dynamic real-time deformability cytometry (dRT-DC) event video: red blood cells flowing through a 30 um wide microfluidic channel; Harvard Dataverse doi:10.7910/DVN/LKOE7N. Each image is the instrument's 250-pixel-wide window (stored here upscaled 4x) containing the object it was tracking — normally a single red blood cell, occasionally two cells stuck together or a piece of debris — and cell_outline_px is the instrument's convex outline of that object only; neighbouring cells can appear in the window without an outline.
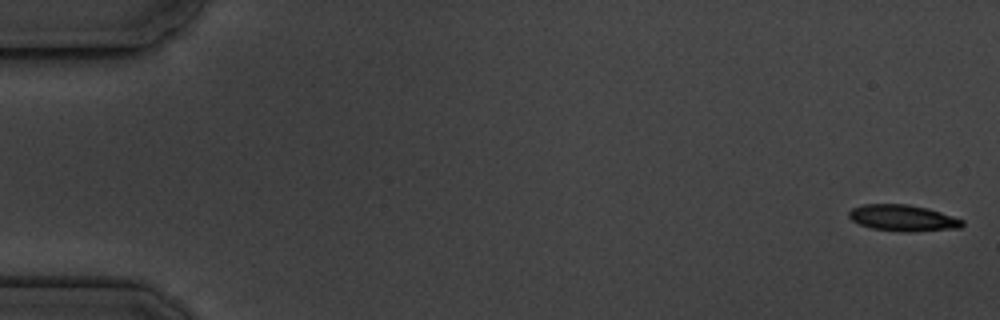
{"species": "common noctule bat (a hibernating species)", "species_latin": "Nyctalus noctula", "temperature_condition": "cold", "stored_images_in_passage": 18, "segment_of_instrument_passage": [1, 2], "camera_frame_rate_fps": 3000, "um_per_image_px": 0.085, "animal": {"sex": "male", "body_mass_g": 19.5, "forearm_length_mm": 54.6}, "frame": {"image": 1, "passage_image": 1, "time_ms": 0.0, "image_size_px": [1000, 320], "cell_outline_px": [[964, 224], [960, 228], [912, 232], [908, 232], [872, 228], [860, 224], [852, 220], [848, 216], [848, 212], [852, 208], [864, 204], [908, 204], [928, 208], [964, 220]], "centroid_in_image_um": [76.76, 18.52], "position_along_channel_um": 8.2, "area_um2": 17.34}}
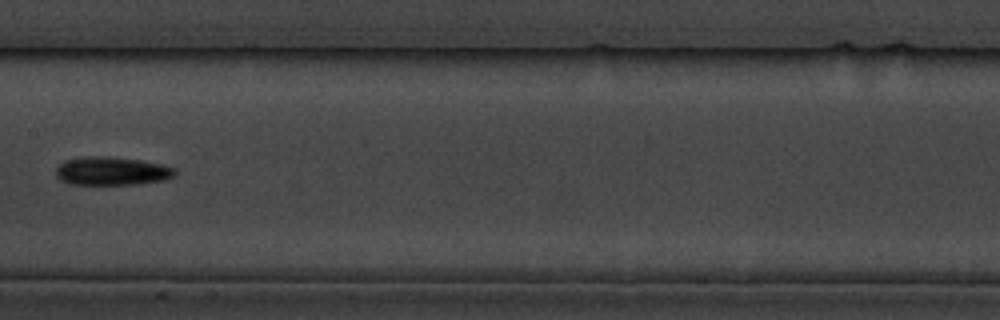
{"frame": {"image": 2, "passage_image": 9, "time_ms": 9.333, "image_size_px": [1000, 320], "cell_outline_px": [[176, 176], [164, 180], [140, 184], [68, 184], [60, 180], [56, 176], [56, 168], [64, 160], [88, 156], [108, 156], [140, 160], [164, 164], [176, 168]], "centroid_in_image_um": [9.53, 14.54], "position_along_channel_um": 197.9, "area_um2": 19.94}}
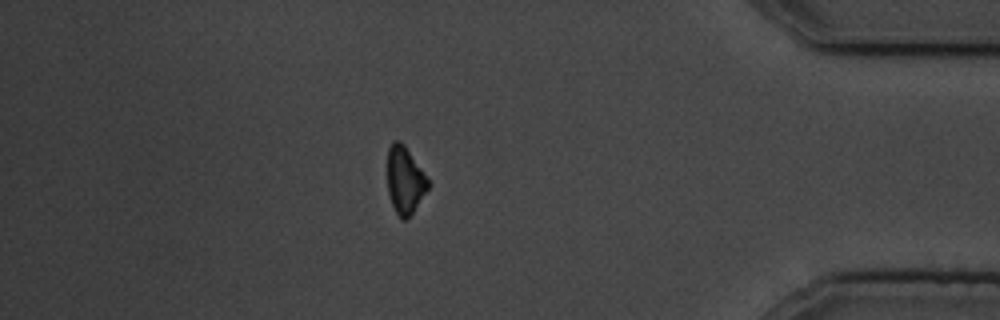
{"frame": {"image": 3, "passage_image": 15, "time_ms": 16.0, "image_size_px": [1000, 320], "cell_outline_px": [[432, 184], [412, 212], [404, 220], [400, 220], [392, 204], [388, 192], [388, 148], [392, 140], [400, 140], [404, 144]], "centroid_in_image_um": [34.42, 15.29], "position_along_channel_um": 400.8, "area_um2": 15.9}}